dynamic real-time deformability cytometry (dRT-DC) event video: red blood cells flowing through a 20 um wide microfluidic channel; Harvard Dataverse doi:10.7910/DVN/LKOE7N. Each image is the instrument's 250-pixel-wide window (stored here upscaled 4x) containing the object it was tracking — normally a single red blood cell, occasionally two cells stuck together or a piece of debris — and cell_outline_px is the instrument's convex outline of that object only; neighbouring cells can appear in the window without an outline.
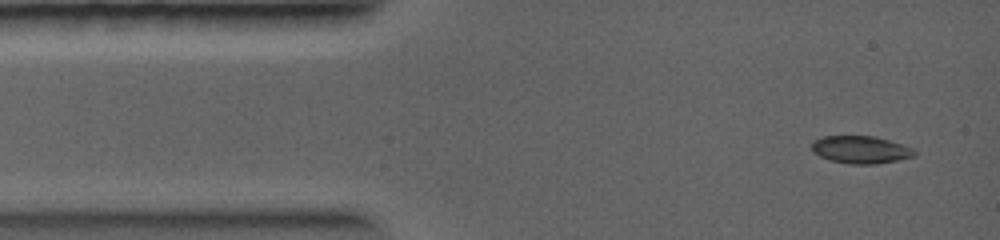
{"species": "common noctule bat (a hibernating species)", "species_latin": "Nyctalus noctula", "temperature_condition": "warm", "stored_images_in_passage": 33, "camera_frame_rate_fps": 5000, "um_per_image_px": 0.085, "animal": {"sex": "female", "body_mass_g": 19.0, "forearm_length_mm": 56.7}, "frame": {"image": 1, "passage_image": 1, "time_ms": 0.0, "image_size_px": [1000, 240], "cell_outline_px": [[916, 156], [876, 164], [848, 164], [828, 160], [812, 152], [812, 140], [824, 136], [872, 136], [888, 140], [912, 148], [916, 152]], "centroid_in_image_um": [73.11, 12.73], "position_along_channel_um": 11.9, "area_um2": 16.47}}
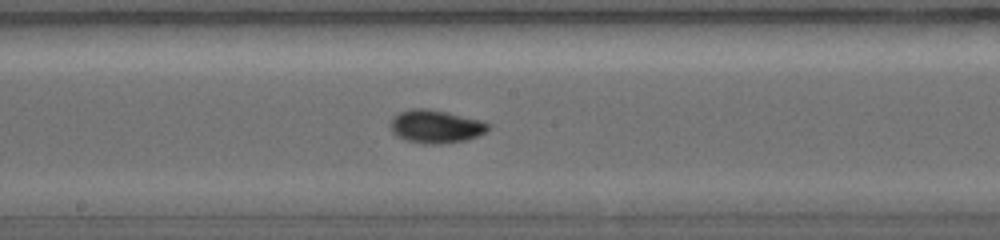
{"frame": {"image": 2, "passage_image": 13, "time_ms": 5.0, "image_size_px": [1000, 240], "cell_outline_px": [[492, 128], [476, 136], [464, 140], [440, 144], [424, 144], [404, 140], [396, 136], [392, 132], [392, 116], [408, 108], [428, 108], [484, 120], [492, 124]], "centroid_in_image_um": [37.06, 10.74], "position_along_channel_um": 211.1, "area_um2": 19.13}}
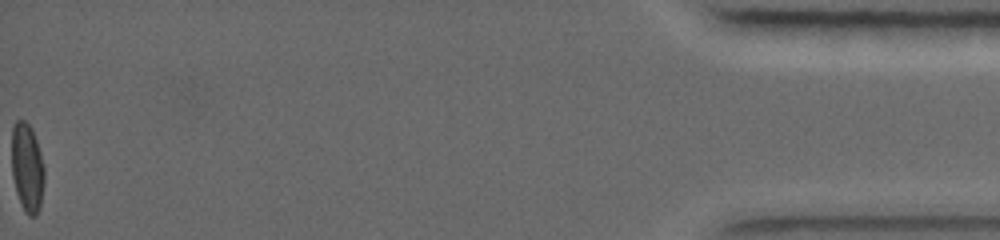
{"frame": {"image": 3, "passage_image": 33, "time_ms": 11.8, "image_size_px": [1000, 240], "cell_outline_px": [[44, 180], [40, 208], [36, 216], [28, 216], [24, 212], [16, 192], [12, 176], [12, 128], [16, 120], [24, 120], [32, 128], [40, 152], [44, 168]], "centroid_in_image_um": [2.3, 14.27], "position_along_channel_um": 432.9, "area_um2": 16.99}}